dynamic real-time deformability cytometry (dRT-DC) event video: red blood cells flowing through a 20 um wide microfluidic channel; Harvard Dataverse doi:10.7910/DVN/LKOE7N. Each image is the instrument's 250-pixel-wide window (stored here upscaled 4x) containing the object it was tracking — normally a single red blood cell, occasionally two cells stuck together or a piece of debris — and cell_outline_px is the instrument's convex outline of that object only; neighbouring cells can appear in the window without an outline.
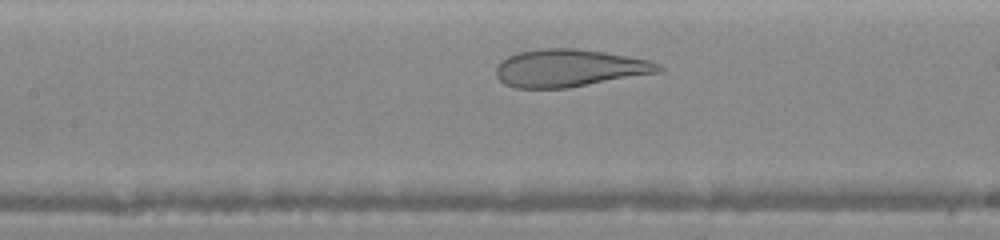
{"species": "human", "species_latin": "Homo sapiens", "temperature_condition": "warm", "stored_images_in_passage": 18, "camera_frame_rate_fps": 3000, "um_per_image_px": 0.085, "donor": {"sex": "female"}, "frame": {"image": 1, "passage_image": 6, "time_ms": 2.0, "image_size_px": [1000, 240], "cell_outline_px": [[664, 68], [660, 72], [568, 88], [516, 88], [504, 84], [496, 76], [496, 68], [500, 60], [516, 52], [540, 48], [576, 48], [604, 52], [628, 56], [648, 60], [660, 64]], "centroid_in_image_um": [48.37, 5.78], "position_along_channel_um": 159.0, "area_um2": 35.72}}